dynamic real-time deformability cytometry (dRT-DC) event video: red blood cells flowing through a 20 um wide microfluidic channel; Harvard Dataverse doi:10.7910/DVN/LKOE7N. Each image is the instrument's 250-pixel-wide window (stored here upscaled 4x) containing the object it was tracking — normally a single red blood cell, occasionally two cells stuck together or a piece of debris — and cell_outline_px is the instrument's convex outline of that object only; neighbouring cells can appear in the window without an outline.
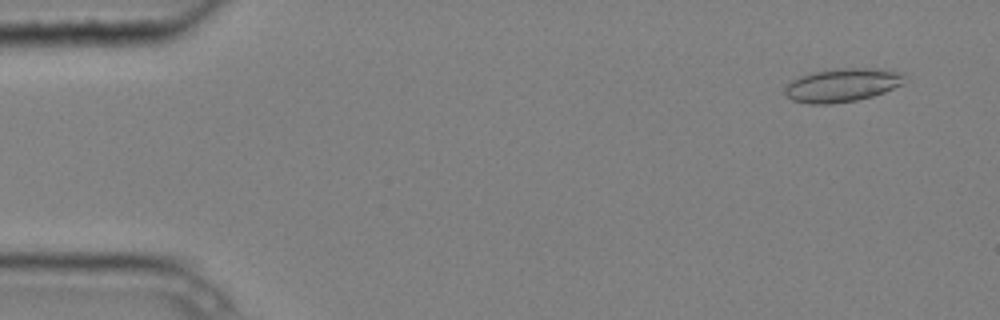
{"species": "common noctule bat (a hibernating species)", "species_latin": "Nyctalus noctula", "temperature_condition": "cold", "stored_images_in_passage": 4, "camera_frame_rate_fps": 3000, "um_per_image_px": 0.085, "animal": {"sex": "male", "body_mass_g": 20.4}, "frame": {"image": 1, "passage_image": 1, "time_ms": 0.0, "image_size_px": [1000, 320], "cell_outline_px": [[908, 72], [904, 84], [884, 92], [872, 96], [856, 100], [832, 104], [808, 104], [792, 100], [784, 92], [784, 88], [792, 80], [800, 76], [812, 72], [840, 68], [876, 68]], "centroid_in_image_um": [71.65, 7.22], "position_along_channel_um": 13.3, "area_um2": 23.7}}